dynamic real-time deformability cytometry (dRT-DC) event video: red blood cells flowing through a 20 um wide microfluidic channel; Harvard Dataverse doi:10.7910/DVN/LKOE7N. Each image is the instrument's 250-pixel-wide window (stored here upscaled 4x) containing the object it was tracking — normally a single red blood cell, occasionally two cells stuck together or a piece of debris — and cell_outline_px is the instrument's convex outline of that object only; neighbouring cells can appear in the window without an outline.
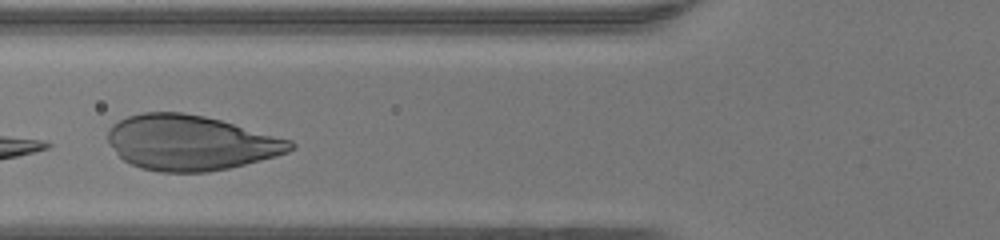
{"species": "human", "species_latin": "Homo sapiens", "temperature_condition": "warm", "stored_images_in_passage": 23, "camera_frame_rate_fps": 3000, "um_per_image_px": 0.085, "donor": {"sex": "female"}, "frame": {"image": 1, "passage_image": 4, "time_ms": 1.0, "image_size_px": [1000, 240], "cell_outline_px": [[296, 148], [288, 152], [276, 156], [228, 168], [208, 172], [160, 172], [140, 168], [124, 160], [108, 144], [108, 128], [112, 124], [128, 116], [144, 112], [184, 112], [204, 116], [220, 120], [292, 140], [296, 144]], "centroid_in_image_um": [16.19, 12.13], "position_along_channel_um": 109.6, "area_um2": 58.61}}
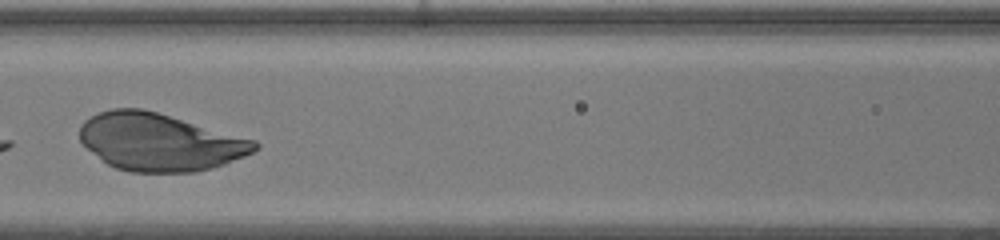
{"frame": {"image": 2, "passage_image": 7, "time_ms": 2.0, "image_size_px": [1000, 240], "cell_outline_px": [[260, 148], [244, 156], [224, 164], [212, 168], [196, 172], [128, 172], [116, 168], [108, 164], [88, 148], [80, 140], [80, 124], [84, 120], [100, 112], [112, 108], [144, 108], [256, 140], [260, 144]], "centroid_in_image_um": [13.59, 12.07], "position_along_channel_um": 153.0, "area_um2": 58.55}}
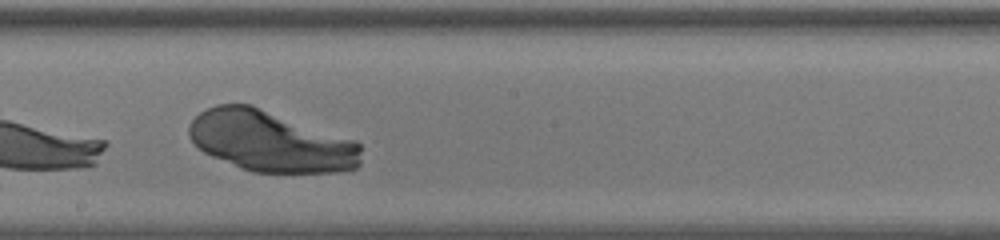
{"frame": {"image": 3, "passage_image": 12, "time_ms": 3.667, "image_size_px": [1000, 240], "cell_outline_px": [[360, 164], [352, 172], [252, 172], [240, 168], [212, 156], [204, 152], [188, 136], [188, 128], [192, 120], [200, 112], [216, 104], [252, 104], [356, 140], [360, 144]], "centroid_in_image_um": [23.03, 12.01], "position_along_channel_um": 225.2, "area_um2": 61.44}}